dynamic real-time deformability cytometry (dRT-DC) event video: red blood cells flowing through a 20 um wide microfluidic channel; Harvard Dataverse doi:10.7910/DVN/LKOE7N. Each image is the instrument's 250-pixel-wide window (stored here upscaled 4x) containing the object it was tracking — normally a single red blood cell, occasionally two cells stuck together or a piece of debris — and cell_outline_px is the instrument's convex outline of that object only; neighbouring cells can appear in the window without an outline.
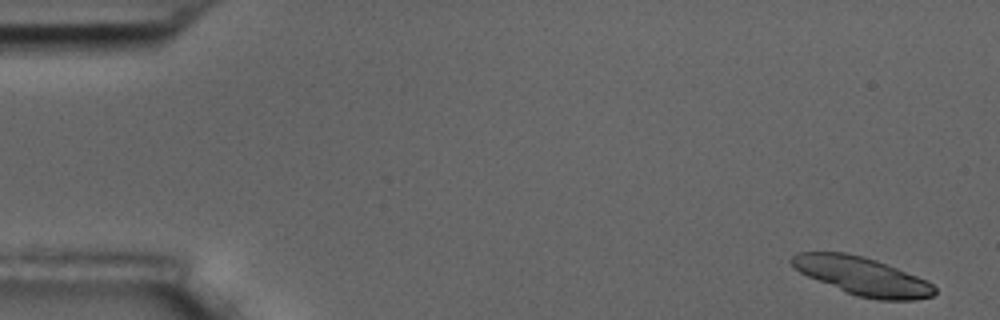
{"species": "common noctule bat (a hibernating species)", "species_latin": "Nyctalus noctula", "temperature_condition": "room temperature", "stored_images_in_passage": 4, "camera_frame_rate_fps": 3000, "um_per_image_px": 0.085, "animal": {"sex": "male", "body_mass_g": 17.5, "forearm_length_mm": 52.3}, "frame": {"image": 1, "passage_image": 1, "time_ms": 0.0, "image_size_px": [1000, 320], "cell_outline_px": [[936, 292], [932, 296], [916, 300], [876, 300], [856, 296], [808, 276], [800, 272], [788, 260], [792, 256], [800, 252], [844, 252], [864, 256], [876, 260], [928, 280], [936, 288]], "centroid_in_image_um": [73.32, 23.47], "position_along_channel_um": 11.7, "area_um2": 31.62}}